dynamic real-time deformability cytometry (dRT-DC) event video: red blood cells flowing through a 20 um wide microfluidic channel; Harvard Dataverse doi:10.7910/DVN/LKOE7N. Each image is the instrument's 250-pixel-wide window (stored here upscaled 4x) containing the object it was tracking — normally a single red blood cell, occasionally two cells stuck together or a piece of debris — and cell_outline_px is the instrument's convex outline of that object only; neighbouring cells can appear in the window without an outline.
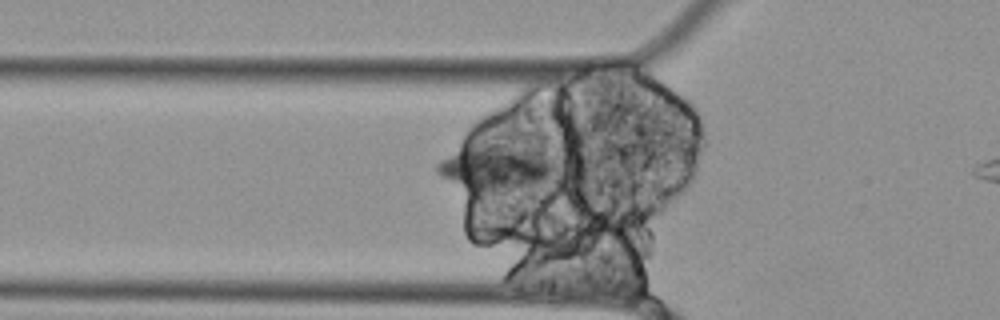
{"species": "Egyptian fruit bat (a non-hibernating species)", "species_latin": "Rousettus aegyptiacus", "temperature_condition": "cold", "stored_images_in_passage": 38, "segment_of_instrument_passage": [1, 2], "camera_frame_rate_fps": 3000, "um_per_image_px": 0.085, "animal": {"sex": "female"}, "frame": {"image": 1, "passage_image": 10, "time_ms": 3.0, "image_size_px": [1000, 320], "cell_outline_px": [[564, 172], [536, 192], [464, 188], [440, 176], [436, 172], [436, 164], [440, 160], [464, 140], [492, 144], [564, 160]], "centroid_in_image_um": [42.33, 14.27], "position_along_channel_um": 83.5, "area_um2": 33.76}}